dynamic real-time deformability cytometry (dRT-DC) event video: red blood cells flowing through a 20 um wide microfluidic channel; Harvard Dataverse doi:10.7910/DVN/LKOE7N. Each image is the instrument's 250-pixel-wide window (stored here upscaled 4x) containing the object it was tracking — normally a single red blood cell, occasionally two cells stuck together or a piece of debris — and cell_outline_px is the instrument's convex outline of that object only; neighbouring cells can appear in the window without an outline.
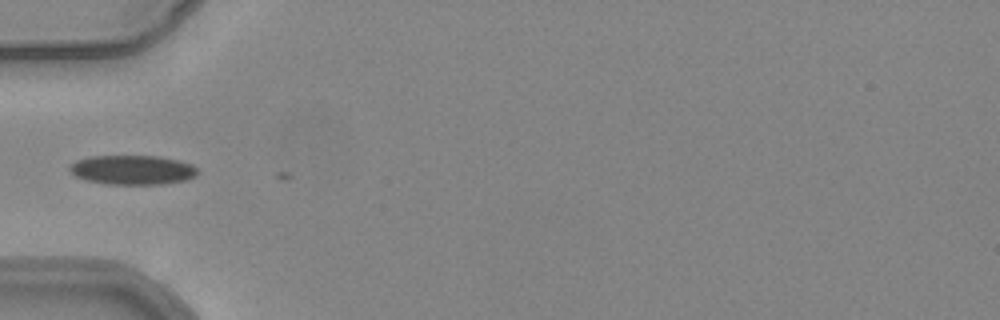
{"species": "common noctule bat (a hibernating species)", "species_latin": "Nyctalus noctula", "temperature_condition": "warm", "stored_images_in_passage": 4, "camera_frame_rate_fps": 3000, "um_per_image_px": 0.085, "animal": {"sex": "female", "body_mass_g": 24.6, "forearm_length_mm": 56.2}, "frame": {"image": 1, "passage_image": 2, "time_ms": 0.333, "image_size_px": [1000, 320], "cell_outline_px": [[196, 176], [184, 180], [164, 184], [108, 184], [84, 180], [76, 176], [68, 168], [68, 164], [76, 160], [88, 156], [160, 156], [180, 160], [192, 164], [196, 168]], "centroid_in_image_um": [11.23, 14.43], "position_along_channel_um": 73.8, "area_um2": 22.08}}